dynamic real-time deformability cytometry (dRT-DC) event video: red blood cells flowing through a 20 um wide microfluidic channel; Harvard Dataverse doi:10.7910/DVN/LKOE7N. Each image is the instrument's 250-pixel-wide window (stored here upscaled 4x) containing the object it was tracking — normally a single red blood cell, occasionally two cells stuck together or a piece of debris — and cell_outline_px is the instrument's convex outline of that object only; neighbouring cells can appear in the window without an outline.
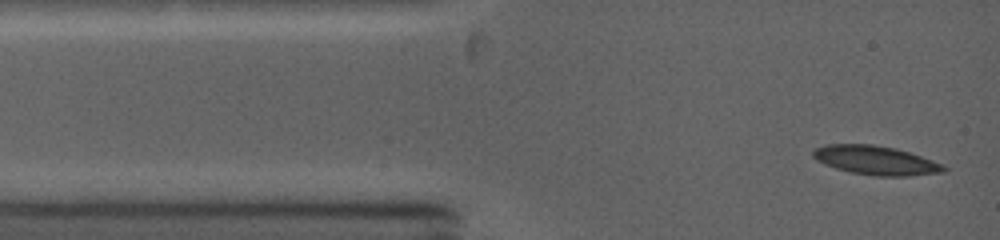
{"species": "common noctule bat (a hibernating species)", "species_latin": "Nyctalus noctula", "temperature_condition": "warm", "stored_images_in_passage": 4, "camera_frame_rate_fps": 5000, "um_per_image_px": 0.085, "animal": {"sex": "female", "body_mass_g": 19.0, "forearm_length_mm": 53.3}, "frame": {"image": 1, "passage_image": 1, "time_ms": 0.0, "image_size_px": [1000, 240], "cell_outline_px": [[948, 168], [944, 172], [908, 176], [876, 176], [848, 172], [824, 164], [816, 160], [812, 156], [812, 148], [824, 144], [872, 144], [896, 148], [944, 164]], "centroid_in_image_um": [74.4, 13.62], "position_along_channel_um": 10.6, "area_um2": 22.31}}